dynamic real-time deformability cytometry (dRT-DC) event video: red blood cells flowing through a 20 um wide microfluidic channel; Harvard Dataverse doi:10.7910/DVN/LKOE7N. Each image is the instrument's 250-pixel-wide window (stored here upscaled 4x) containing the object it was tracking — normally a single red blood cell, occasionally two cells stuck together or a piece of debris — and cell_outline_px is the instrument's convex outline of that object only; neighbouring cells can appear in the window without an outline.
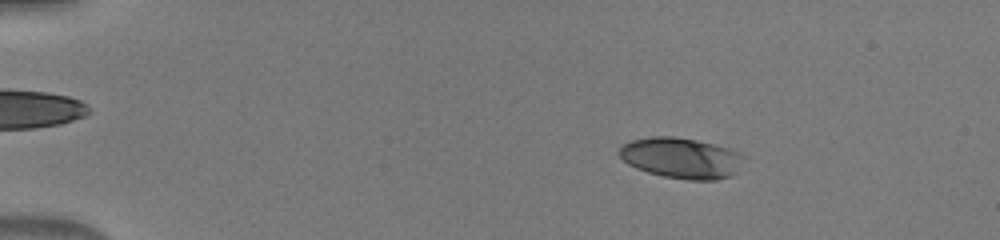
{"species": "human", "species_latin": "Homo sapiens", "temperature_condition": "warm", "stored_images_in_passage": 50, "camera_frame_rate_fps": 3000, "um_per_image_px": 0.085, "donor": {"sex": "male"}, "frame": {"image": 1, "passage_image": 9, "time_ms": 2.667, "image_size_px": [1000, 240], "cell_outline_px": [[744, 156], [736, 172], [732, 176], [716, 180], [688, 180], [664, 176], [648, 172], [636, 168], [628, 164], [620, 156], [620, 148], [624, 144], [632, 140], [652, 136], [676, 136], [696, 140], [728, 148], [740, 152]], "centroid_in_image_um": [57.92, 13.43], "position_along_channel_um": 27.1, "area_um2": 29.42}}
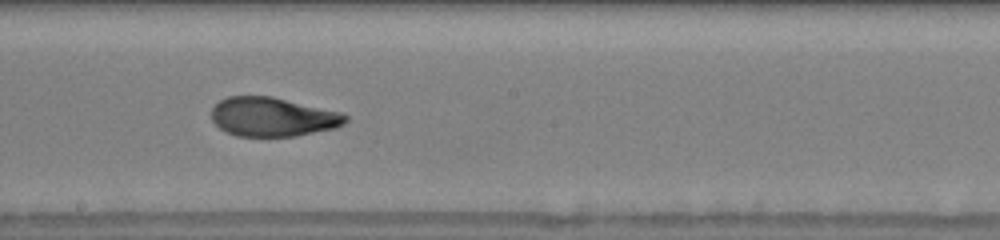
{"frame": {"image": 2, "passage_image": 30, "time_ms": 9.667, "image_size_px": [1000, 240], "cell_outline_px": [[348, 120], [344, 124], [336, 128], [296, 136], [236, 136], [224, 132], [212, 120], [212, 108], [220, 100], [228, 96], [272, 96], [344, 112], [348, 116]], "centroid_in_image_um": [23.22, 9.93], "position_along_channel_um": 225.0, "area_um2": 30.87}}
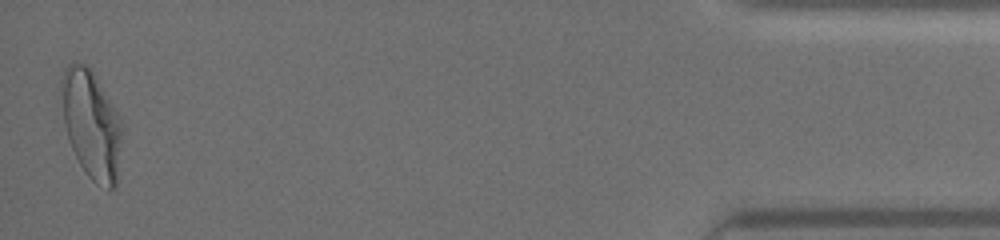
{"frame": {"image": 3, "passage_image": 50, "time_ms": 16.333, "image_size_px": [1000, 240], "cell_outline_px": [[124, 132], [116, 188], [108, 188], [96, 184], [88, 176], [80, 164], [72, 148], [64, 124], [60, 84], [60, 80], [64, 68], [72, 60], [76, 60], [84, 64], [92, 72], [116, 112], [124, 128]], "centroid_in_image_um": [7.77, 10.59], "position_along_channel_um": 427.4, "area_um2": 38.38}}